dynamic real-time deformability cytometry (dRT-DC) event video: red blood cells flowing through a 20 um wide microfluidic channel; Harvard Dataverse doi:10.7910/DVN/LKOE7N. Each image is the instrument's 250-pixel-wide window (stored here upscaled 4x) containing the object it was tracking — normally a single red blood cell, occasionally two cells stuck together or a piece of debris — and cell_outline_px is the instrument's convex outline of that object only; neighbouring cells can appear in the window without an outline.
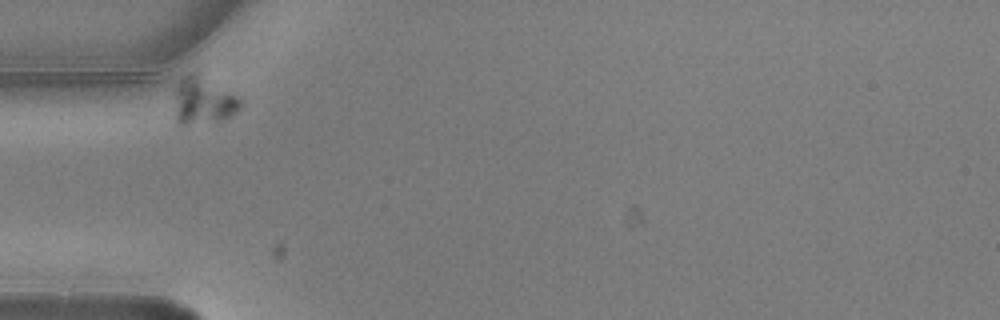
{"species": "common noctule bat (a hibernating species)", "species_latin": "Nyctalus noctula", "temperature_condition": "warm", "stored_images_in_passage": 2, "camera_frame_rate_fps": 3000, "um_per_image_px": 0.085, "animal": {"sex": "male", "body_mass_g": 20.5, "forearm_length_mm": 52.5}, "frame": {"image": 1, "passage_image": 1, "time_ms": 0.0, "image_size_px": [1000, 320], "cell_outline_px": [[244, 100], [240, 108], [232, 116], [220, 120], [184, 124], [180, 124], [176, 120], [176, 88], [180, 76], [188, 72], [200, 72], [236, 92]], "centroid_in_image_um": [17.36, 8.46], "position_along_channel_um": 67.6, "area_um2": 18.79}}